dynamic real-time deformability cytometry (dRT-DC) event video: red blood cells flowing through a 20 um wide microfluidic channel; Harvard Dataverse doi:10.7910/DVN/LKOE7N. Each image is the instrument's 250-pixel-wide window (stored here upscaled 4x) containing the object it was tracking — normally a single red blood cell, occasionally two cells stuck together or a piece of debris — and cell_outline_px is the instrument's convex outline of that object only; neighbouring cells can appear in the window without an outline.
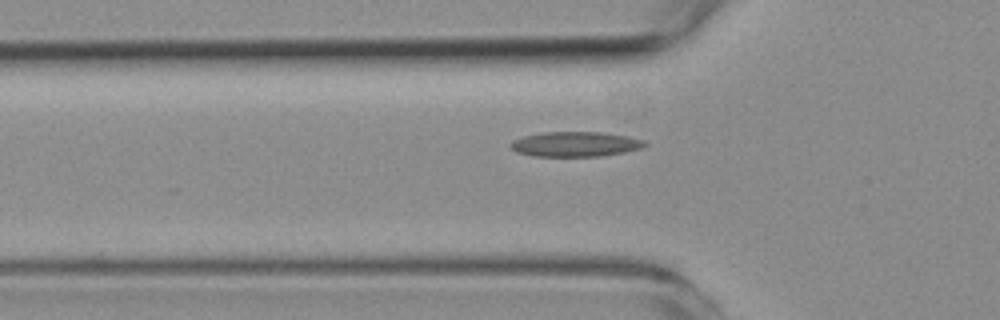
{"species": "common noctule bat (a hibernating species)", "species_latin": "Nyctalus noctula", "temperature_condition": "room temperature", "stored_images_in_passage": 27, "camera_frame_rate_fps": 3000, "um_per_image_px": 0.085, "animal": {"sex": "female", "body_mass_g": 19.3, "forearm_length_mm": 54.1}, "frame": {"image": 1, "passage_image": 2, "time_ms": 0.333, "image_size_px": [1000, 320], "cell_outline_px": [[648, 144], [640, 148], [624, 152], [600, 156], [532, 156], [516, 152], [508, 144], [512, 140], [524, 136], [544, 132], [600, 132], [628, 136], [644, 140]], "centroid_in_image_um": [48.88, 12.25], "position_along_channel_um": 76.9, "area_um2": 19.48}}
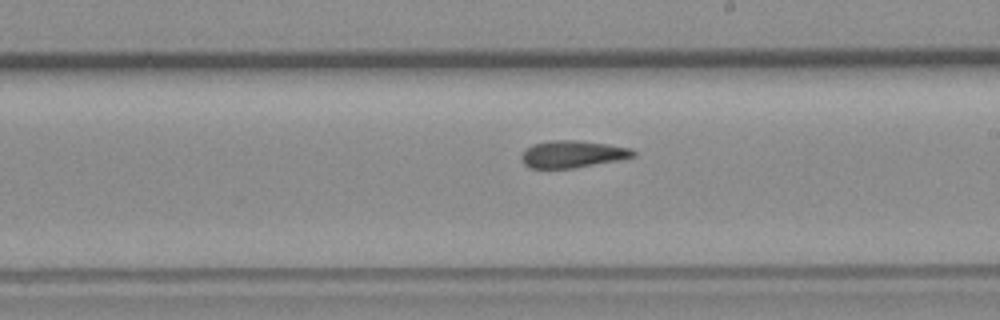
{"frame": {"image": 2, "passage_image": 15, "time_ms": 4.667, "image_size_px": [1000, 320], "cell_outline_px": [[636, 156], [620, 160], [572, 168], [528, 168], [520, 160], [520, 156], [524, 148], [532, 144], [548, 140], [580, 140], [608, 144], [632, 148], [636, 152]], "centroid_in_image_um": [48.64, 13.09], "position_along_channel_um": 240.4, "area_um2": 18.03}}
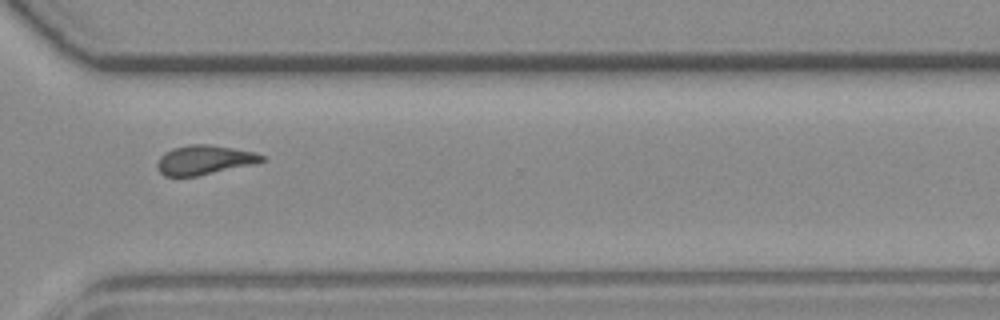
{"frame": {"image": 3, "passage_image": 24, "time_ms": 7.667, "image_size_px": [1000, 320], "cell_outline_px": [[264, 160], [252, 164], [196, 176], [164, 176], [156, 168], [156, 164], [160, 156], [164, 152], [172, 148], [188, 144], [208, 144], [256, 152], [264, 156]], "centroid_in_image_um": [17.31, 13.58], "position_along_channel_um": 353.3, "area_um2": 17.8}, "authors_computed_cell_mechanics": {"area_um2": 17.8024, "velocity_mm_per_s": 3.7638, "shape_relaxation_time_tau1_ms": null, "shape_relaxation_time_tau2_ms": 4.4447, "deformation_change_tau1": null, "deformation_change_tau2": 0.1368}}